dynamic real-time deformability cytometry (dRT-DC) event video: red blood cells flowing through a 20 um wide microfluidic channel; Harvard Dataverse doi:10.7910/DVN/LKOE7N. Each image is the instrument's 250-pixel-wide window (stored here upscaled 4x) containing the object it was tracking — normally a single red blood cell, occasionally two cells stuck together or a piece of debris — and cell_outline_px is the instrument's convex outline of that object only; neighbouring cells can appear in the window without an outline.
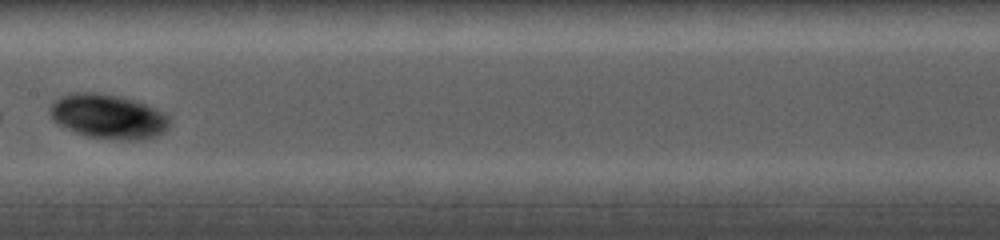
{"species": "common noctule bat (a hibernating species)", "species_latin": "Nyctalus noctula", "temperature_condition": "cold", "stored_images_in_passage": 8, "camera_frame_rate_fps": 5000, "um_per_image_px": 0.085, "animal": {"sex": "female", "body_mass_g": 19.0, "forearm_length_mm": 56.7}, "frame": {"image": 1, "passage_image": 5, "time_ms": 3.6, "image_size_px": [1000, 240], "cell_outline_px": [[168, 128], [164, 132], [156, 136], [144, 140], [120, 140], [88, 136], [76, 132], [60, 124], [48, 112], [52, 104], [60, 96], [72, 92], [96, 92], [116, 96], [132, 100], [144, 104], [168, 116]], "centroid_in_image_um": [9.19, 9.91], "position_along_channel_um": 198.2, "area_um2": 30.46}}